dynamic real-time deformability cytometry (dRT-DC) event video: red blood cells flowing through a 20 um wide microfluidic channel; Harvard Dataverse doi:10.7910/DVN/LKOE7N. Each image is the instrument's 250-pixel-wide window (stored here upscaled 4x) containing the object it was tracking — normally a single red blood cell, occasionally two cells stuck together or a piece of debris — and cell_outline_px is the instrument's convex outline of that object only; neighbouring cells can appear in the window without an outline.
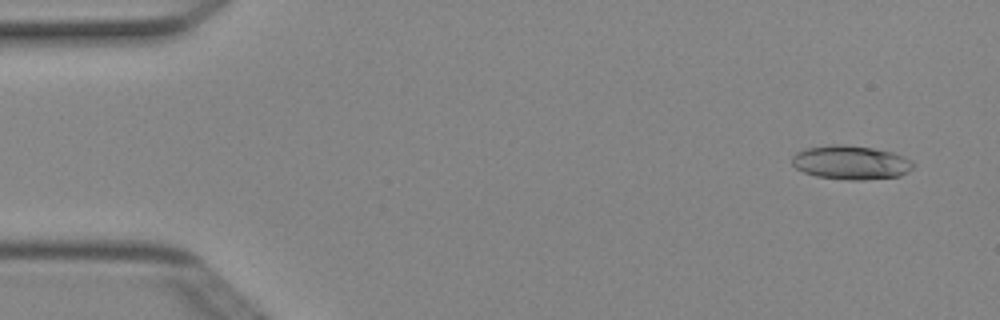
{"species": "Egyptian fruit bat (a non-hibernating species)", "species_latin": "Rousettus aegyptiacus", "temperature_condition": "cold", "stored_images_in_passage": 3, "camera_frame_rate_fps": 3000, "um_per_image_px": 0.085, "animal": {"sex": "female"}, "frame": {"image": 1, "passage_image": 1, "time_ms": 0.0, "image_size_px": [1000, 320], "cell_outline_px": [[916, 164], [908, 172], [900, 176], [864, 180], [848, 180], [816, 176], [804, 172], [796, 168], [792, 164], [792, 156], [796, 152], [804, 148], [832, 144], [844, 144], [872, 148], [892, 152]], "centroid_in_image_um": [72.29, 13.81], "position_along_channel_um": 12.7, "area_um2": 23.99}}